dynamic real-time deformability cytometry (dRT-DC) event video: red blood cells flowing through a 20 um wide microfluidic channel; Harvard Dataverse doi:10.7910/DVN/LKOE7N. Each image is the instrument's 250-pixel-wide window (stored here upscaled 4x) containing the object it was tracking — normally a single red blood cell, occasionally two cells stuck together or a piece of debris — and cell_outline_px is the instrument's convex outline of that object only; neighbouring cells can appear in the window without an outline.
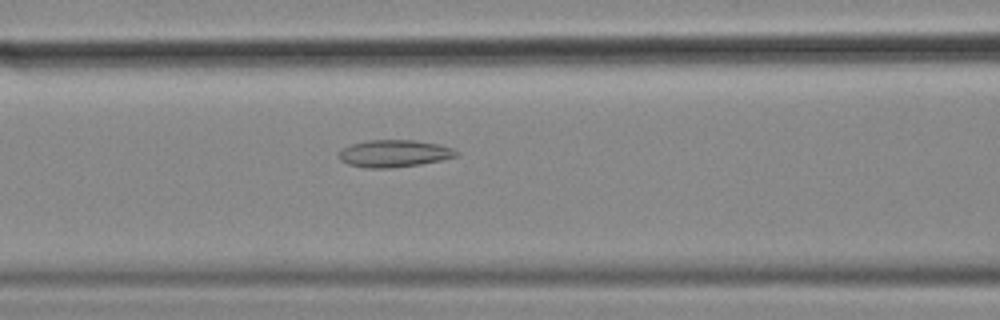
{"species": "common noctule bat (a hibernating species)", "species_latin": "Nyctalus noctula", "temperature_condition": "cold", "stored_images_in_passage": 26, "camera_frame_rate_fps": 3000, "um_per_image_px": 0.085, "animal": {"sex": "female", "body_mass_g": 18.4}, "frame": {"image": 1, "passage_image": 14, "time_ms": 4.333, "image_size_px": [1000, 320], "cell_outline_px": [[460, 152], [456, 156], [440, 160], [420, 164], [388, 168], [364, 168], [348, 164], [340, 160], [340, 152], [344, 148], [352, 144], [368, 140], [412, 140], [440, 144], [452, 148]], "centroid_in_image_um": [33.52, 13.04], "position_along_channel_um": 133.1, "area_um2": 18.44}}
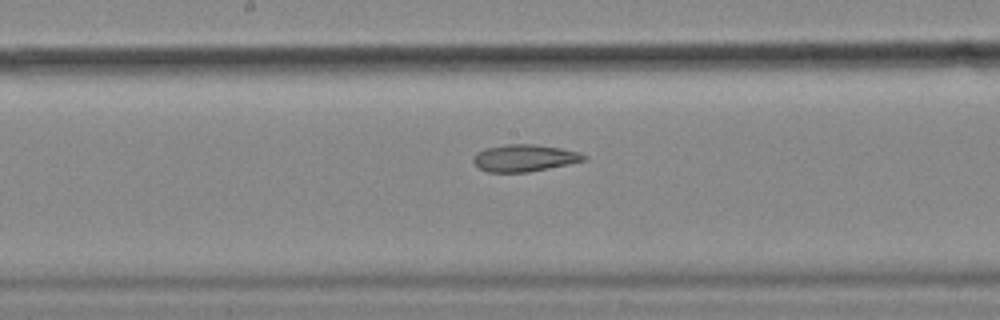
{"frame": {"image": 2, "passage_image": 20, "time_ms": 6.333, "image_size_px": [1000, 320], "cell_outline_px": [[588, 160], [528, 172], [488, 172], [480, 168], [472, 160], [472, 156], [476, 152], [484, 148], [504, 144], [536, 144], [560, 148], [580, 152], [588, 156]], "centroid_in_image_um": [44.58, 13.42], "position_along_channel_um": 203.6, "area_um2": 17.57}}
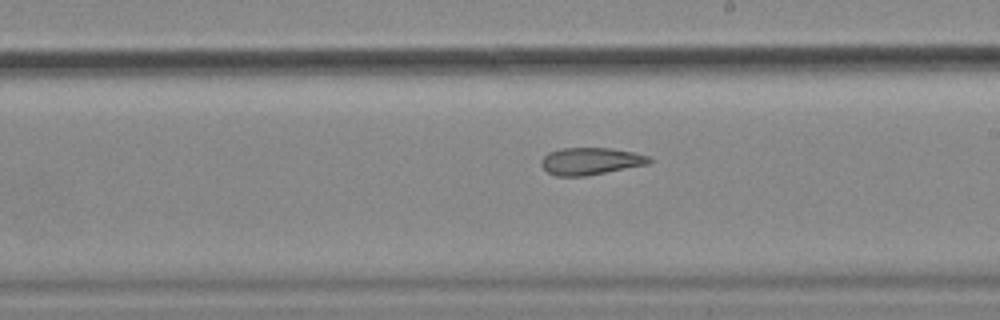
{"frame": {"image": 3, "passage_image": 23, "time_ms": 7.333, "image_size_px": [1000, 320], "cell_outline_px": [[652, 160], [648, 164], [588, 176], [556, 176], [548, 172], [540, 164], [540, 160], [548, 152], [560, 148], [612, 148], [632, 152], [648, 156]], "centroid_in_image_um": [50.17, 13.7], "position_along_channel_um": 238.8, "area_um2": 17.17}}